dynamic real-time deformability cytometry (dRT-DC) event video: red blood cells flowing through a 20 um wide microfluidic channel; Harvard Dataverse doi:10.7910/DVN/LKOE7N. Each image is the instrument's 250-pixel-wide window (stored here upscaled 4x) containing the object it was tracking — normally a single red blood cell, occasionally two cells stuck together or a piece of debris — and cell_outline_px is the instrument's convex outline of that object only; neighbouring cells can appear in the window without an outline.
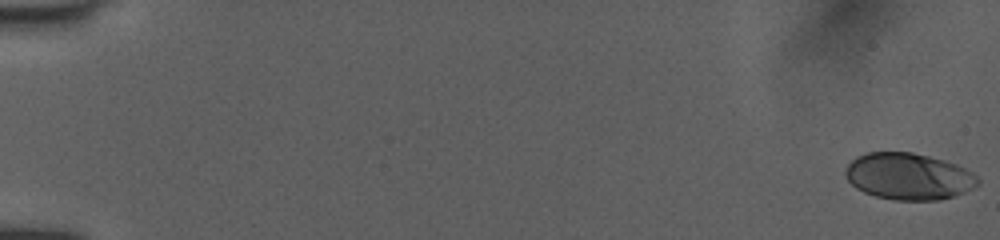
{"species": "human", "species_latin": "Homo sapiens", "temperature_condition": "room temperature", "stored_images_in_passage": 53, "camera_frame_rate_fps": 3000, "um_per_image_px": 0.085, "donor": {"sex": "female"}, "frame": {"image": 1, "passage_image": 1, "time_ms": 0.0, "image_size_px": [1000, 240], "cell_outline_px": [[980, 184], [964, 192], [940, 200], [896, 200], [876, 196], [864, 192], [856, 188], [848, 180], [844, 172], [848, 164], [856, 156], [864, 152], [912, 152], [944, 160], [956, 164], [972, 172], [980, 180]], "centroid_in_image_um": [77.22, 14.98], "position_along_channel_um": 7.8, "area_um2": 36.01}}
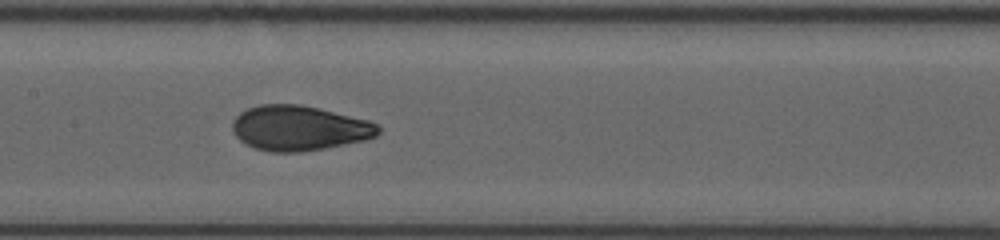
{"frame": {"image": 2, "passage_image": 28, "time_ms": 9.0, "image_size_px": [1000, 240], "cell_outline_px": [[380, 132], [376, 136], [364, 140], [324, 148], [300, 152], [272, 152], [256, 148], [240, 140], [236, 136], [232, 128], [232, 120], [240, 112], [248, 108], [260, 104], [300, 104], [320, 108], [368, 120], [380, 124]], "centroid_in_image_um": [25.44, 10.87], "position_along_channel_um": 182.0, "area_um2": 38.26}}
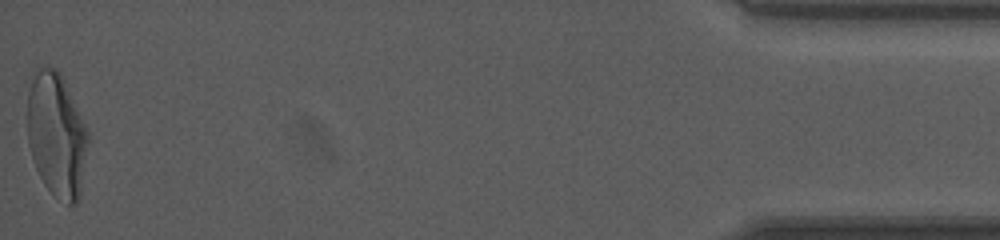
{"frame": {"image": 3, "passage_image": 53, "time_ms": 17.333, "image_size_px": [1000, 240], "cell_outline_px": [[88, 144], [80, 196], [76, 204], [68, 204], [52, 192], [44, 184], [36, 168], [28, 144], [28, 92], [32, 72], [36, 64], [48, 64], [56, 68], [60, 72], [64, 80], [88, 132]], "centroid_in_image_um": [4.78, 11.38], "position_along_channel_um": 430.4, "area_um2": 44.04}, "authors_computed_cell_mechanics": {"area_um2": 37.4544, "velocity_mm_per_s": 4.0051, "shape_relaxation_time_tau1_ms": 4.7441, "shape_relaxation_time_tau2_ms": 0.8186, "deformation_change_tau1": 0.1909, "deformation_change_tau2": 0.0545}}